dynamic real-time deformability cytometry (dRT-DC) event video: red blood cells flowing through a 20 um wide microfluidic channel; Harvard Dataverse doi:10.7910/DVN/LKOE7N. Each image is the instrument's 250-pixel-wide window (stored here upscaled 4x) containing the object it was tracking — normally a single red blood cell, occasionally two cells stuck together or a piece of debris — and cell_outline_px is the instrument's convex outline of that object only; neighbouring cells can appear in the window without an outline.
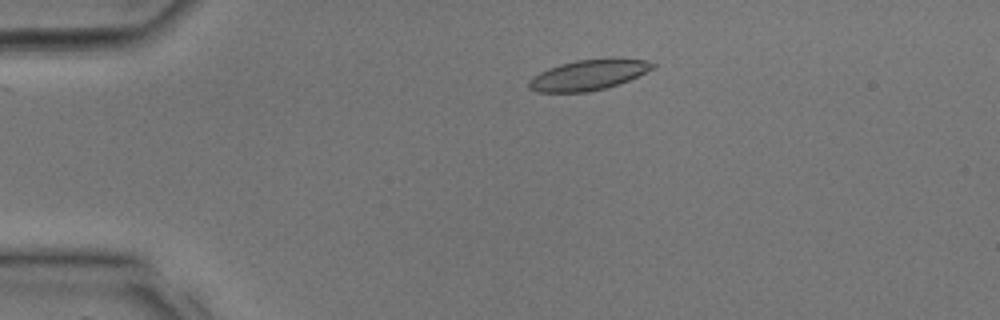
{"species": "common noctule bat (a hibernating species)", "species_latin": "Nyctalus noctula", "temperature_condition": "room temperature", "stored_images_in_passage": 34, "camera_frame_rate_fps": 3000, "um_per_image_px": 0.085, "animal": {"sex": "male", "body_mass_g": 17.9, "forearm_length_mm": 54.2}, "frame": {"image": 1, "passage_image": 7, "time_ms": 2.0, "image_size_px": [1000, 320], "cell_outline_px": [[656, 64], [652, 68], [628, 80], [604, 88], [588, 92], [536, 92], [528, 88], [528, 80], [532, 76], [548, 68], [560, 64], [576, 60], [612, 56], [648, 60]], "centroid_in_image_um": [49.99, 6.33], "position_along_channel_um": 35.0, "area_um2": 22.25}}
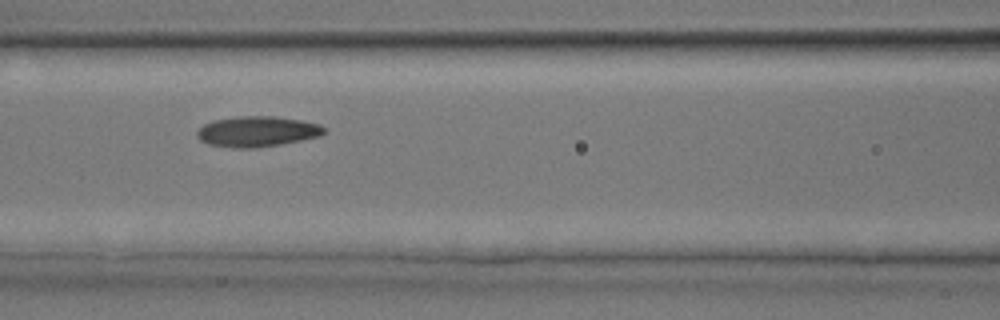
{"frame": {"image": 2, "passage_image": 15, "time_ms": 4.667, "image_size_px": [1000, 320], "cell_outline_px": [[324, 132], [320, 136], [280, 144], [256, 148], [232, 148], [208, 144], [200, 140], [196, 136], [196, 132], [204, 124], [212, 120], [240, 116], [276, 116], [300, 120], [320, 124], [324, 128]], "centroid_in_image_um": [21.82, 11.18], "position_along_channel_um": 144.8, "area_um2": 22.6}}
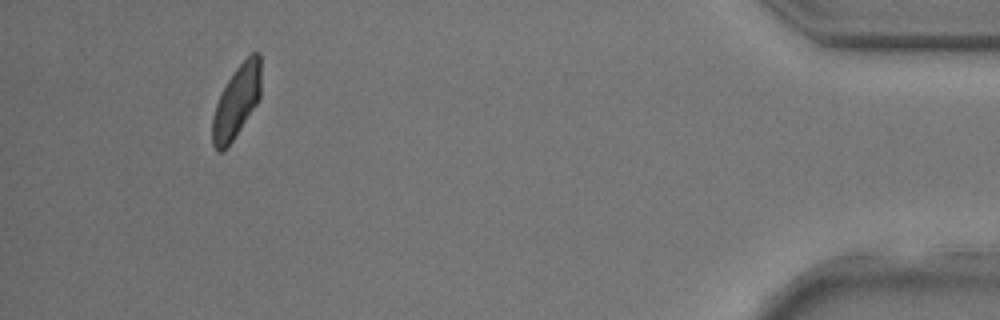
{"frame": {"image": 3, "passage_image": 32, "time_ms": 10.333, "image_size_px": [1000, 320], "cell_outline_px": [[260, 96], [256, 104], [232, 140], [220, 152], [216, 152], [212, 144], [212, 120], [216, 104], [228, 80], [236, 68], [252, 52], [260, 52]], "centroid_in_image_um": [20.1, 8.62], "position_along_channel_um": 415.1, "area_um2": 19.94}}